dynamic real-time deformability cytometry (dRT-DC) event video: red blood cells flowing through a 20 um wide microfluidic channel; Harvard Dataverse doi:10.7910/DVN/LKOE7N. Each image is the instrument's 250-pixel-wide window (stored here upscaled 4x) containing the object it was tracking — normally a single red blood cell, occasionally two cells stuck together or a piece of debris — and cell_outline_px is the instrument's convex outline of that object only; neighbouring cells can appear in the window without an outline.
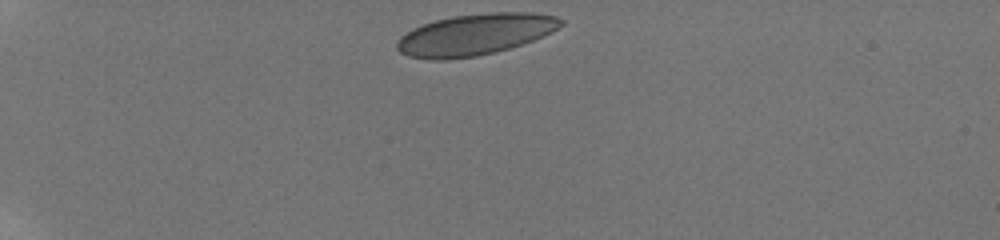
{"species": "human", "species_latin": "Homo sapiens", "temperature_condition": "room temperature", "stored_images_in_passage": 41, "camera_frame_rate_fps": 3000, "um_per_image_px": 0.085, "donor": {"sex": "male"}, "frame": {"image": 1, "passage_image": 1, "time_ms": 0.0, "image_size_px": [1000, 240], "cell_outline_px": [[564, 24], [552, 32], [532, 40], [508, 48], [476, 56], [448, 60], [428, 60], [408, 56], [400, 52], [396, 48], [396, 40], [400, 36], [412, 28], [436, 20], [452, 16], [488, 12], [532, 12], [556, 16], [564, 20]], "centroid_in_image_um": [40.35, 2.93], "position_along_channel_um": 44.6, "area_um2": 39.59}}
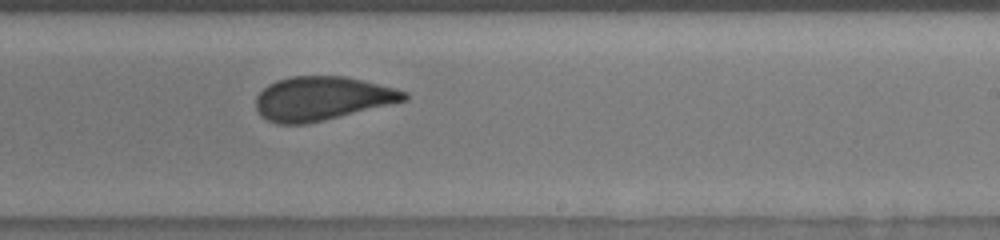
{"frame": {"image": 2, "passage_image": 23, "time_ms": 7.333, "image_size_px": [1000, 240], "cell_outline_px": [[408, 100], [304, 124], [276, 124], [260, 116], [256, 108], [256, 96], [268, 84], [276, 80], [292, 76], [344, 76], [396, 88], [408, 92]], "centroid_in_image_um": [27.34, 8.36], "position_along_channel_um": 261.7, "area_um2": 37.63}}
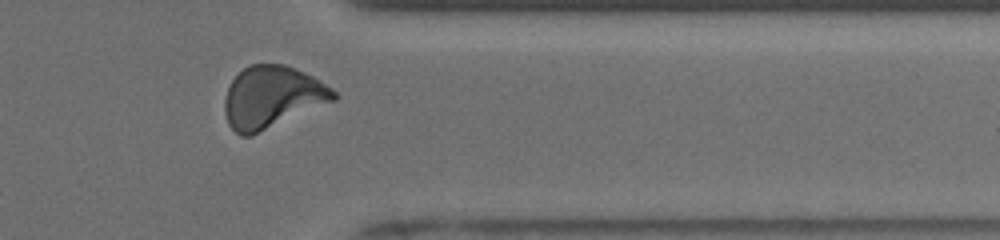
{"frame": {"image": 3, "passage_image": 33, "time_ms": 10.667, "image_size_px": [1000, 240], "cell_outline_px": [[340, 96], [336, 100], [252, 136], [240, 136], [228, 124], [224, 112], [224, 100], [228, 88], [232, 80], [244, 68], [252, 64], [284, 64], [304, 72], [320, 80], [332, 88]], "centroid_in_image_um": [23.14, 8.27], "position_along_channel_um": 388.3, "area_um2": 39.54}, "authors_computed_cell_mechanics": {"area_um2": 38.2058, "velocity_mm_per_s": 3.8505, "shape_relaxation_time_tau1_ms": 6.4925, "shape_relaxation_time_tau2_ms": 0.6947, "deformation_change_tau1": 0.1641, "deformation_change_tau2": 0.0595}}